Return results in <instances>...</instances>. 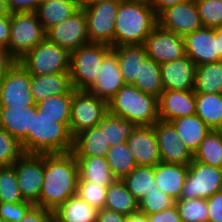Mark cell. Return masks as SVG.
I'll return each instance as SVG.
<instances>
[{"mask_svg":"<svg viewBox=\"0 0 222 222\" xmlns=\"http://www.w3.org/2000/svg\"><path fill=\"white\" fill-rule=\"evenodd\" d=\"M196 115L211 129L222 126V94L196 93Z\"/></svg>","mask_w":222,"mask_h":222,"instance_id":"cell-31","label":"cell"},{"mask_svg":"<svg viewBox=\"0 0 222 222\" xmlns=\"http://www.w3.org/2000/svg\"><path fill=\"white\" fill-rule=\"evenodd\" d=\"M112 52V46L88 43L70 52L69 73L73 89L87 90L99 75L104 59Z\"/></svg>","mask_w":222,"mask_h":222,"instance_id":"cell-5","label":"cell"},{"mask_svg":"<svg viewBox=\"0 0 222 222\" xmlns=\"http://www.w3.org/2000/svg\"><path fill=\"white\" fill-rule=\"evenodd\" d=\"M124 85L118 57L112 51L104 59L96 81L87 90L108 103Z\"/></svg>","mask_w":222,"mask_h":222,"instance_id":"cell-22","label":"cell"},{"mask_svg":"<svg viewBox=\"0 0 222 222\" xmlns=\"http://www.w3.org/2000/svg\"><path fill=\"white\" fill-rule=\"evenodd\" d=\"M159 119H174L196 114V93L194 90H163L158 98Z\"/></svg>","mask_w":222,"mask_h":222,"instance_id":"cell-19","label":"cell"},{"mask_svg":"<svg viewBox=\"0 0 222 222\" xmlns=\"http://www.w3.org/2000/svg\"><path fill=\"white\" fill-rule=\"evenodd\" d=\"M104 208L128 216L139 212V201L127 190L125 183L117 179L107 188Z\"/></svg>","mask_w":222,"mask_h":222,"instance_id":"cell-32","label":"cell"},{"mask_svg":"<svg viewBox=\"0 0 222 222\" xmlns=\"http://www.w3.org/2000/svg\"><path fill=\"white\" fill-rule=\"evenodd\" d=\"M108 113V103L88 90L73 89L69 130L74 138L80 132L98 126Z\"/></svg>","mask_w":222,"mask_h":222,"instance_id":"cell-8","label":"cell"},{"mask_svg":"<svg viewBox=\"0 0 222 222\" xmlns=\"http://www.w3.org/2000/svg\"><path fill=\"white\" fill-rule=\"evenodd\" d=\"M122 181L127 190L140 201L145 194H149L158 189L155 183V174L153 166L137 165Z\"/></svg>","mask_w":222,"mask_h":222,"instance_id":"cell-33","label":"cell"},{"mask_svg":"<svg viewBox=\"0 0 222 222\" xmlns=\"http://www.w3.org/2000/svg\"><path fill=\"white\" fill-rule=\"evenodd\" d=\"M122 0H103L83 7L90 43L114 47L115 20Z\"/></svg>","mask_w":222,"mask_h":222,"instance_id":"cell-10","label":"cell"},{"mask_svg":"<svg viewBox=\"0 0 222 222\" xmlns=\"http://www.w3.org/2000/svg\"><path fill=\"white\" fill-rule=\"evenodd\" d=\"M23 154L20 143L0 128V167L11 166Z\"/></svg>","mask_w":222,"mask_h":222,"instance_id":"cell-44","label":"cell"},{"mask_svg":"<svg viewBox=\"0 0 222 222\" xmlns=\"http://www.w3.org/2000/svg\"><path fill=\"white\" fill-rule=\"evenodd\" d=\"M99 1H103V0H79V6L80 8H83Z\"/></svg>","mask_w":222,"mask_h":222,"instance_id":"cell-58","label":"cell"},{"mask_svg":"<svg viewBox=\"0 0 222 222\" xmlns=\"http://www.w3.org/2000/svg\"><path fill=\"white\" fill-rule=\"evenodd\" d=\"M184 1L187 0H148L150 6L153 8L157 16L166 8Z\"/></svg>","mask_w":222,"mask_h":222,"instance_id":"cell-53","label":"cell"},{"mask_svg":"<svg viewBox=\"0 0 222 222\" xmlns=\"http://www.w3.org/2000/svg\"><path fill=\"white\" fill-rule=\"evenodd\" d=\"M34 206L32 202H0V218L6 222H19Z\"/></svg>","mask_w":222,"mask_h":222,"instance_id":"cell-46","label":"cell"},{"mask_svg":"<svg viewBox=\"0 0 222 222\" xmlns=\"http://www.w3.org/2000/svg\"><path fill=\"white\" fill-rule=\"evenodd\" d=\"M133 85L142 92L159 98L163 92L160 64L147 57L140 65L139 78H136Z\"/></svg>","mask_w":222,"mask_h":222,"instance_id":"cell-35","label":"cell"},{"mask_svg":"<svg viewBox=\"0 0 222 222\" xmlns=\"http://www.w3.org/2000/svg\"><path fill=\"white\" fill-rule=\"evenodd\" d=\"M33 114H37L36 105L25 108L0 107V128L20 143L23 153H32Z\"/></svg>","mask_w":222,"mask_h":222,"instance_id":"cell-15","label":"cell"},{"mask_svg":"<svg viewBox=\"0 0 222 222\" xmlns=\"http://www.w3.org/2000/svg\"><path fill=\"white\" fill-rule=\"evenodd\" d=\"M105 159L114 176L119 180H122L137 166L126 142L110 146Z\"/></svg>","mask_w":222,"mask_h":222,"instance_id":"cell-38","label":"cell"},{"mask_svg":"<svg viewBox=\"0 0 222 222\" xmlns=\"http://www.w3.org/2000/svg\"><path fill=\"white\" fill-rule=\"evenodd\" d=\"M207 200L208 222H222V190L214 193Z\"/></svg>","mask_w":222,"mask_h":222,"instance_id":"cell-47","label":"cell"},{"mask_svg":"<svg viewBox=\"0 0 222 222\" xmlns=\"http://www.w3.org/2000/svg\"><path fill=\"white\" fill-rule=\"evenodd\" d=\"M157 25V15L148 0H122L116 14L114 47L143 45Z\"/></svg>","mask_w":222,"mask_h":222,"instance_id":"cell-2","label":"cell"},{"mask_svg":"<svg viewBox=\"0 0 222 222\" xmlns=\"http://www.w3.org/2000/svg\"><path fill=\"white\" fill-rule=\"evenodd\" d=\"M188 173V165L160 162L154 167L155 183L159 190L177 200Z\"/></svg>","mask_w":222,"mask_h":222,"instance_id":"cell-24","label":"cell"},{"mask_svg":"<svg viewBox=\"0 0 222 222\" xmlns=\"http://www.w3.org/2000/svg\"><path fill=\"white\" fill-rule=\"evenodd\" d=\"M53 212L34 205L19 222H49Z\"/></svg>","mask_w":222,"mask_h":222,"instance_id":"cell-49","label":"cell"},{"mask_svg":"<svg viewBox=\"0 0 222 222\" xmlns=\"http://www.w3.org/2000/svg\"><path fill=\"white\" fill-rule=\"evenodd\" d=\"M117 55L119 70L125 84L133 85L136 78H139L140 65L148 57L144 45H122L112 47Z\"/></svg>","mask_w":222,"mask_h":222,"instance_id":"cell-27","label":"cell"},{"mask_svg":"<svg viewBox=\"0 0 222 222\" xmlns=\"http://www.w3.org/2000/svg\"><path fill=\"white\" fill-rule=\"evenodd\" d=\"M72 90L69 72L31 75V93L36 104L50 96L68 94Z\"/></svg>","mask_w":222,"mask_h":222,"instance_id":"cell-23","label":"cell"},{"mask_svg":"<svg viewBox=\"0 0 222 222\" xmlns=\"http://www.w3.org/2000/svg\"><path fill=\"white\" fill-rule=\"evenodd\" d=\"M126 143L137 165L155 167L161 162L154 125L137 126Z\"/></svg>","mask_w":222,"mask_h":222,"instance_id":"cell-18","label":"cell"},{"mask_svg":"<svg viewBox=\"0 0 222 222\" xmlns=\"http://www.w3.org/2000/svg\"><path fill=\"white\" fill-rule=\"evenodd\" d=\"M200 21L203 27H222V1L220 0H195Z\"/></svg>","mask_w":222,"mask_h":222,"instance_id":"cell-42","label":"cell"},{"mask_svg":"<svg viewBox=\"0 0 222 222\" xmlns=\"http://www.w3.org/2000/svg\"><path fill=\"white\" fill-rule=\"evenodd\" d=\"M126 217L116 211L102 208L98 211L97 222H126Z\"/></svg>","mask_w":222,"mask_h":222,"instance_id":"cell-52","label":"cell"},{"mask_svg":"<svg viewBox=\"0 0 222 222\" xmlns=\"http://www.w3.org/2000/svg\"><path fill=\"white\" fill-rule=\"evenodd\" d=\"M175 127L180 140L194 154L202 140L212 130L195 114L170 121Z\"/></svg>","mask_w":222,"mask_h":222,"instance_id":"cell-29","label":"cell"},{"mask_svg":"<svg viewBox=\"0 0 222 222\" xmlns=\"http://www.w3.org/2000/svg\"><path fill=\"white\" fill-rule=\"evenodd\" d=\"M185 55L198 66L220 61L215 28L202 27L184 37Z\"/></svg>","mask_w":222,"mask_h":222,"instance_id":"cell-20","label":"cell"},{"mask_svg":"<svg viewBox=\"0 0 222 222\" xmlns=\"http://www.w3.org/2000/svg\"><path fill=\"white\" fill-rule=\"evenodd\" d=\"M175 206L182 222H208L207 200L202 198H189L175 200Z\"/></svg>","mask_w":222,"mask_h":222,"instance_id":"cell-40","label":"cell"},{"mask_svg":"<svg viewBox=\"0 0 222 222\" xmlns=\"http://www.w3.org/2000/svg\"><path fill=\"white\" fill-rule=\"evenodd\" d=\"M174 204L175 199L163 191L155 189L151 193L145 194L144 197L139 201V212L146 215L154 214L161 212Z\"/></svg>","mask_w":222,"mask_h":222,"instance_id":"cell-43","label":"cell"},{"mask_svg":"<svg viewBox=\"0 0 222 222\" xmlns=\"http://www.w3.org/2000/svg\"><path fill=\"white\" fill-rule=\"evenodd\" d=\"M149 222H181L178 210L175 206H170L161 212L147 215Z\"/></svg>","mask_w":222,"mask_h":222,"instance_id":"cell-50","label":"cell"},{"mask_svg":"<svg viewBox=\"0 0 222 222\" xmlns=\"http://www.w3.org/2000/svg\"><path fill=\"white\" fill-rule=\"evenodd\" d=\"M99 126L102 128L110 146L125 143L137 125L129 120L114 116L109 112L103 117Z\"/></svg>","mask_w":222,"mask_h":222,"instance_id":"cell-37","label":"cell"},{"mask_svg":"<svg viewBox=\"0 0 222 222\" xmlns=\"http://www.w3.org/2000/svg\"><path fill=\"white\" fill-rule=\"evenodd\" d=\"M215 39H217V51L222 61V27L215 28Z\"/></svg>","mask_w":222,"mask_h":222,"instance_id":"cell-56","label":"cell"},{"mask_svg":"<svg viewBox=\"0 0 222 222\" xmlns=\"http://www.w3.org/2000/svg\"><path fill=\"white\" fill-rule=\"evenodd\" d=\"M49 222H61V221L58 220L54 215H52Z\"/></svg>","mask_w":222,"mask_h":222,"instance_id":"cell-59","label":"cell"},{"mask_svg":"<svg viewBox=\"0 0 222 222\" xmlns=\"http://www.w3.org/2000/svg\"><path fill=\"white\" fill-rule=\"evenodd\" d=\"M13 166L22 197L39 206L44 181V154L23 153Z\"/></svg>","mask_w":222,"mask_h":222,"instance_id":"cell-12","label":"cell"},{"mask_svg":"<svg viewBox=\"0 0 222 222\" xmlns=\"http://www.w3.org/2000/svg\"><path fill=\"white\" fill-rule=\"evenodd\" d=\"M34 105L31 74L14 61L0 79V107L25 108Z\"/></svg>","mask_w":222,"mask_h":222,"instance_id":"cell-9","label":"cell"},{"mask_svg":"<svg viewBox=\"0 0 222 222\" xmlns=\"http://www.w3.org/2000/svg\"><path fill=\"white\" fill-rule=\"evenodd\" d=\"M98 211L76 194L54 210L53 215L61 222H97Z\"/></svg>","mask_w":222,"mask_h":222,"instance_id":"cell-30","label":"cell"},{"mask_svg":"<svg viewBox=\"0 0 222 222\" xmlns=\"http://www.w3.org/2000/svg\"><path fill=\"white\" fill-rule=\"evenodd\" d=\"M222 190V168L196 162L188 165V173L182 188L181 199H208Z\"/></svg>","mask_w":222,"mask_h":222,"instance_id":"cell-11","label":"cell"},{"mask_svg":"<svg viewBox=\"0 0 222 222\" xmlns=\"http://www.w3.org/2000/svg\"><path fill=\"white\" fill-rule=\"evenodd\" d=\"M79 9V2L75 0H42L35 13L43 29L47 31L70 18Z\"/></svg>","mask_w":222,"mask_h":222,"instance_id":"cell-26","label":"cell"},{"mask_svg":"<svg viewBox=\"0 0 222 222\" xmlns=\"http://www.w3.org/2000/svg\"><path fill=\"white\" fill-rule=\"evenodd\" d=\"M46 38V31L35 12L11 13V32L5 49L13 61L20 60Z\"/></svg>","mask_w":222,"mask_h":222,"instance_id":"cell-6","label":"cell"},{"mask_svg":"<svg viewBox=\"0 0 222 222\" xmlns=\"http://www.w3.org/2000/svg\"><path fill=\"white\" fill-rule=\"evenodd\" d=\"M72 96L73 90L68 94L50 96L37 103L36 106L38 111L43 112L52 119H56V122L70 123Z\"/></svg>","mask_w":222,"mask_h":222,"instance_id":"cell-39","label":"cell"},{"mask_svg":"<svg viewBox=\"0 0 222 222\" xmlns=\"http://www.w3.org/2000/svg\"><path fill=\"white\" fill-rule=\"evenodd\" d=\"M197 65L188 56L160 64L163 90H193Z\"/></svg>","mask_w":222,"mask_h":222,"instance_id":"cell-21","label":"cell"},{"mask_svg":"<svg viewBox=\"0 0 222 222\" xmlns=\"http://www.w3.org/2000/svg\"><path fill=\"white\" fill-rule=\"evenodd\" d=\"M73 149V137L69 123H59L56 119L38 111L33 114L32 153H68Z\"/></svg>","mask_w":222,"mask_h":222,"instance_id":"cell-4","label":"cell"},{"mask_svg":"<svg viewBox=\"0 0 222 222\" xmlns=\"http://www.w3.org/2000/svg\"><path fill=\"white\" fill-rule=\"evenodd\" d=\"M157 19L161 28L182 37L203 27L195 0H187L166 8Z\"/></svg>","mask_w":222,"mask_h":222,"instance_id":"cell-13","label":"cell"},{"mask_svg":"<svg viewBox=\"0 0 222 222\" xmlns=\"http://www.w3.org/2000/svg\"><path fill=\"white\" fill-rule=\"evenodd\" d=\"M78 163L72 152L44 154V181L39 207L56 210L70 196L76 195Z\"/></svg>","mask_w":222,"mask_h":222,"instance_id":"cell-1","label":"cell"},{"mask_svg":"<svg viewBox=\"0 0 222 222\" xmlns=\"http://www.w3.org/2000/svg\"><path fill=\"white\" fill-rule=\"evenodd\" d=\"M13 62L14 61L8 56L6 50L0 47V79Z\"/></svg>","mask_w":222,"mask_h":222,"instance_id":"cell-54","label":"cell"},{"mask_svg":"<svg viewBox=\"0 0 222 222\" xmlns=\"http://www.w3.org/2000/svg\"><path fill=\"white\" fill-rule=\"evenodd\" d=\"M195 93H221L222 61L198 65L194 80Z\"/></svg>","mask_w":222,"mask_h":222,"instance_id":"cell-34","label":"cell"},{"mask_svg":"<svg viewBox=\"0 0 222 222\" xmlns=\"http://www.w3.org/2000/svg\"><path fill=\"white\" fill-rule=\"evenodd\" d=\"M148 57L158 64L171 62L185 56L184 37L176 35L157 25L143 44Z\"/></svg>","mask_w":222,"mask_h":222,"instance_id":"cell-16","label":"cell"},{"mask_svg":"<svg viewBox=\"0 0 222 222\" xmlns=\"http://www.w3.org/2000/svg\"><path fill=\"white\" fill-rule=\"evenodd\" d=\"M0 202H25L19 189L13 165L0 168Z\"/></svg>","mask_w":222,"mask_h":222,"instance_id":"cell-41","label":"cell"},{"mask_svg":"<svg viewBox=\"0 0 222 222\" xmlns=\"http://www.w3.org/2000/svg\"><path fill=\"white\" fill-rule=\"evenodd\" d=\"M110 148L102 128L94 126L73 138L72 153L75 157H105Z\"/></svg>","mask_w":222,"mask_h":222,"instance_id":"cell-25","label":"cell"},{"mask_svg":"<svg viewBox=\"0 0 222 222\" xmlns=\"http://www.w3.org/2000/svg\"><path fill=\"white\" fill-rule=\"evenodd\" d=\"M70 53L45 38L18 62L31 75L69 72Z\"/></svg>","mask_w":222,"mask_h":222,"instance_id":"cell-7","label":"cell"},{"mask_svg":"<svg viewBox=\"0 0 222 222\" xmlns=\"http://www.w3.org/2000/svg\"><path fill=\"white\" fill-rule=\"evenodd\" d=\"M79 179L92 184L109 187L117 178L111 171L105 157H76Z\"/></svg>","mask_w":222,"mask_h":222,"instance_id":"cell-28","label":"cell"},{"mask_svg":"<svg viewBox=\"0 0 222 222\" xmlns=\"http://www.w3.org/2000/svg\"><path fill=\"white\" fill-rule=\"evenodd\" d=\"M11 32V15L0 16V47L6 49Z\"/></svg>","mask_w":222,"mask_h":222,"instance_id":"cell-51","label":"cell"},{"mask_svg":"<svg viewBox=\"0 0 222 222\" xmlns=\"http://www.w3.org/2000/svg\"><path fill=\"white\" fill-rule=\"evenodd\" d=\"M107 188L100 184L96 185L84 180H78L76 194L90 206L101 210L105 207Z\"/></svg>","mask_w":222,"mask_h":222,"instance_id":"cell-45","label":"cell"},{"mask_svg":"<svg viewBox=\"0 0 222 222\" xmlns=\"http://www.w3.org/2000/svg\"><path fill=\"white\" fill-rule=\"evenodd\" d=\"M108 112L137 126L154 125L159 120L158 98L125 84L108 102Z\"/></svg>","mask_w":222,"mask_h":222,"instance_id":"cell-3","label":"cell"},{"mask_svg":"<svg viewBox=\"0 0 222 222\" xmlns=\"http://www.w3.org/2000/svg\"><path fill=\"white\" fill-rule=\"evenodd\" d=\"M46 38L66 49L69 53L89 42L87 20L83 8L70 18L46 31Z\"/></svg>","mask_w":222,"mask_h":222,"instance_id":"cell-14","label":"cell"},{"mask_svg":"<svg viewBox=\"0 0 222 222\" xmlns=\"http://www.w3.org/2000/svg\"><path fill=\"white\" fill-rule=\"evenodd\" d=\"M11 15L8 10L6 0H0V16Z\"/></svg>","mask_w":222,"mask_h":222,"instance_id":"cell-57","label":"cell"},{"mask_svg":"<svg viewBox=\"0 0 222 222\" xmlns=\"http://www.w3.org/2000/svg\"><path fill=\"white\" fill-rule=\"evenodd\" d=\"M161 162L189 165L194 154L180 140V137L171 122L158 120L154 124Z\"/></svg>","mask_w":222,"mask_h":222,"instance_id":"cell-17","label":"cell"},{"mask_svg":"<svg viewBox=\"0 0 222 222\" xmlns=\"http://www.w3.org/2000/svg\"><path fill=\"white\" fill-rule=\"evenodd\" d=\"M194 160L222 168V133L219 130H212L206 135L194 153Z\"/></svg>","mask_w":222,"mask_h":222,"instance_id":"cell-36","label":"cell"},{"mask_svg":"<svg viewBox=\"0 0 222 222\" xmlns=\"http://www.w3.org/2000/svg\"><path fill=\"white\" fill-rule=\"evenodd\" d=\"M42 0H6L10 13L35 12Z\"/></svg>","mask_w":222,"mask_h":222,"instance_id":"cell-48","label":"cell"},{"mask_svg":"<svg viewBox=\"0 0 222 222\" xmlns=\"http://www.w3.org/2000/svg\"><path fill=\"white\" fill-rule=\"evenodd\" d=\"M126 222H149V219L146 214L141 212H136L133 214H129L126 217Z\"/></svg>","mask_w":222,"mask_h":222,"instance_id":"cell-55","label":"cell"}]
</instances>
